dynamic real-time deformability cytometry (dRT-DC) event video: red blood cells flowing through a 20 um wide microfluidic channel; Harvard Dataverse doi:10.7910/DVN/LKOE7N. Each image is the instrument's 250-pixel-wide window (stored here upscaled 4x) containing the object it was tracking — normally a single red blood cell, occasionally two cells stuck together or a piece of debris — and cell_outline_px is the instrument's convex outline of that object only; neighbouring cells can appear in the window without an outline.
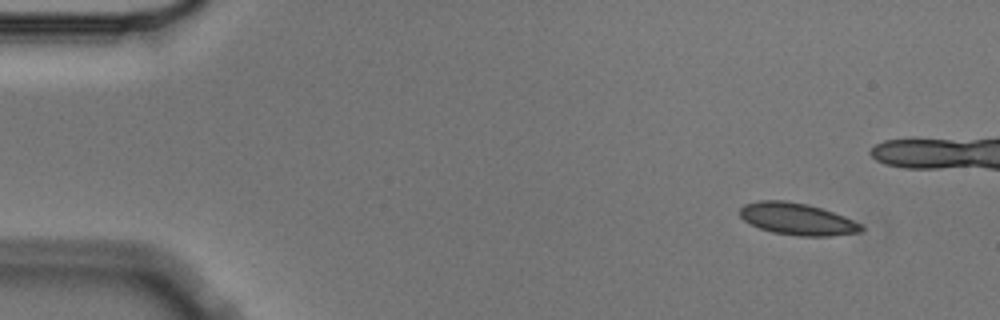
{"species": "Egyptian fruit bat (a non-hibernating species)", "species_latin": "Rousettus aegyptiacus", "temperature_condition": "cold", "stored_images_in_passage": 5, "camera_frame_rate_fps": 3000, "um_per_image_px": 0.085, "animal": {"sex": "male"}, "frame": {"image": 1, "passage_image": 1, "time_ms": 0.0, "image_size_px": [1000, 320], "cell_outline_px": [[864, 228], [860, 232], [832, 236], [800, 236], [772, 232], [760, 228], [744, 220], [740, 216], [740, 208], [744, 204], [760, 200], [784, 200], [808, 204], [844, 216], [864, 224]], "centroid_in_image_um": [67.79, 18.61], "position_along_channel_um": 17.2, "area_um2": 22.6}}